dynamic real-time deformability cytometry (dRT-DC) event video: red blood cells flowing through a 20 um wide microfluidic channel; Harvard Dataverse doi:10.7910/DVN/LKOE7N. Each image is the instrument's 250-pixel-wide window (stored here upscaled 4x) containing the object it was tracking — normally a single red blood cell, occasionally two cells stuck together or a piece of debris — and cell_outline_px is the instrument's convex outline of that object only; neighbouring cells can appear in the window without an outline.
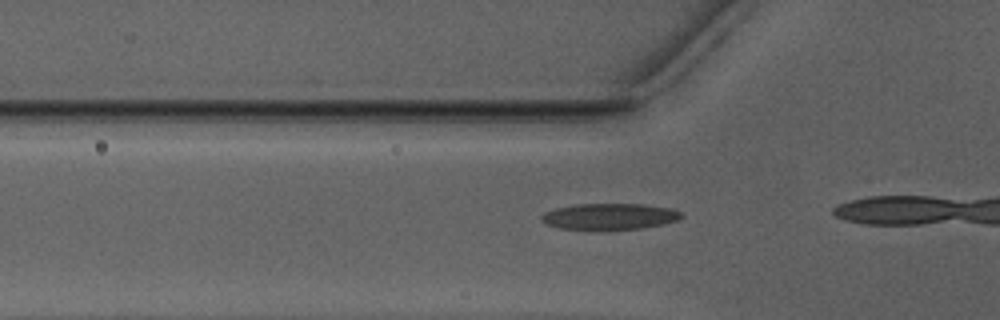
{"species": "Egyptian fruit bat (a non-hibernating species)", "species_latin": "Rousettus aegyptiacus", "temperature_condition": "warm", "stored_images_in_passage": 7, "camera_frame_rate_fps": 3000, "um_per_image_px": 0.085, "animal": {"sex": "male"}, "frame": {"image": 1, "passage_image": 2, "time_ms": 0.333, "image_size_px": [1000, 320], "cell_outline_px": [[684, 216], [676, 220], [664, 224], [644, 228], [600, 232], [560, 228], [548, 224], [540, 220], [540, 216], [544, 212], [556, 208], [576, 204], [644, 204], [672, 208], [684, 212]], "centroid_in_image_um": [51.83, 18.43], "position_along_channel_um": 74.0, "area_um2": 22.25}}
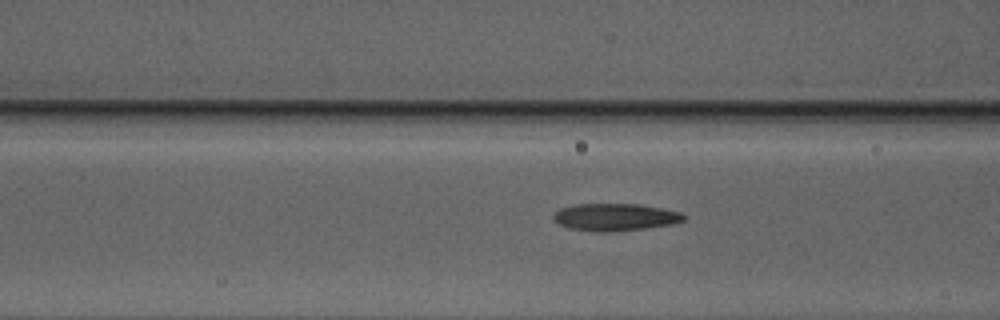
{"frame": {"image": 2, "passage_image": 5, "time_ms": 1.333, "image_size_px": [1000, 320], "cell_outline_px": [[684, 220], [672, 224], [644, 228], [608, 232], [596, 232], [568, 228], [552, 220], [552, 216], [560, 208], [576, 204], [640, 204], [680, 212], [684, 216]], "centroid_in_image_um": [52.23, 18.45], "position_along_channel_um": 114.4, "area_um2": 20.63}}